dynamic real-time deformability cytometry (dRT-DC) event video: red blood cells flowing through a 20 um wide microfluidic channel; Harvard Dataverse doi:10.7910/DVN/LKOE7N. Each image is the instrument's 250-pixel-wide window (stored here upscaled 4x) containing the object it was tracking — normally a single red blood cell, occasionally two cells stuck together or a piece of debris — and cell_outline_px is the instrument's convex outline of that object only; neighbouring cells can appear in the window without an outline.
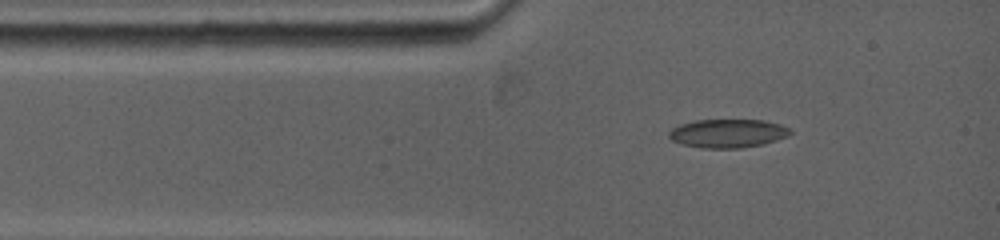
{"species": "common noctule bat (a hibernating species)", "species_latin": "Nyctalus noctula", "temperature_condition": "warm", "stored_images_in_passage": 2, "camera_frame_rate_fps": 5000, "um_per_image_px": 0.085, "animal": {"sex": "female", "body_mass_g": 19.0, "forearm_length_mm": 53.3}, "frame": {"image": 1, "passage_image": 1, "time_ms": 0.0, "image_size_px": [1000, 240], "cell_outline_px": [[792, 132], [788, 136], [764, 144], [740, 148], [700, 148], [680, 144], [672, 140], [668, 136], [668, 132], [672, 128], [680, 124], [696, 120], [764, 120], [780, 124], [792, 128]], "centroid_in_image_um": [61.87, 11.34], "position_along_channel_um": 23.1, "area_um2": 20.4}}